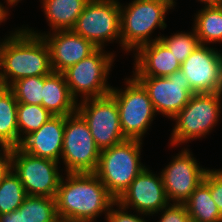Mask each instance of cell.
Here are the masks:
<instances>
[{
    "label": "cell",
    "instance_id": "1",
    "mask_svg": "<svg viewBox=\"0 0 222 222\" xmlns=\"http://www.w3.org/2000/svg\"><path fill=\"white\" fill-rule=\"evenodd\" d=\"M55 200L61 222H94L116 199L94 173H65Z\"/></svg>",
    "mask_w": 222,
    "mask_h": 222
},
{
    "label": "cell",
    "instance_id": "2",
    "mask_svg": "<svg viewBox=\"0 0 222 222\" xmlns=\"http://www.w3.org/2000/svg\"><path fill=\"white\" fill-rule=\"evenodd\" d=\"M51 72L50 49L43 36L22 27L0 41V86Z\"/></svg>",
    "mask_w": 222,
    "mask_h": 222
},
{
    "label": "cell",
    "instance_id": "3",
    "mask_svg": "<svg viewBox=\"0 0 222 222\" xmlns=\"http://www.w3.org/2000/svg\"><path fill=\"white\" fill-rule=\"evenodd\" d=\"M121 9V48L135 52L140 46L159 40L150 35L156 28L166 29L165 15L174 9V0H133ZM151 39V40H150Z\"/></svg>",
    "mask_w": 222,
    "mask_h": 222
},
{
    "label": "cell",
    "instance_id": "4",
    "mask_svg": "<svg viewBox=\"0 0 222 222\" xmlns=\"http://www.w3.org/2000/svg\"><path fill=\"white\" fill-rule=\"evenodd\" d=\"M142 141L125 139L100 151L94 174L117 200L146 167L140 162Z\"/></svg>",
    "mask_w": 222,
    "mask_h": 222
},
{
    "label": "cell",
    "instance_id": "5",
    "mask_svg": "<svg viewBox=\"0 0 222 222\" xmlns=\"http://www.w3.org/2000/svg\"><path fill=\"white\" fill-rule=\"evenodd\" d=\"M222 92L194 93L175 120L170 144L178 146L205 137L220 120Z\"/></svg>",
    "mask_w": 222,
    "mask_h": 222
},
{
    "label": "cell",
    "instance_id": "6",
    "mask_svg": "<svg viewBox=\"0 0 222 222\" xmlns=\"http://www.w3.org/2000/svg\"><path fill=\"white\" fill-rule=\"evenodd\" d=\"M114 57L113 52L107 53L103 48H97L88 57L63 72L70 94L76 101L77 96L84 100L110 94L112 86L107 83V76L113 66Z\"/></svg>",
    "mask_w": 222,
    "mask_h": 222
},
{
    "label": "cell",
    "instance_id": "7",
    "mask_svg": "<svg viewBox=\"0 0 222 222\" xmlns=\"http://www.w3.org/2000/svg\"><path fill=\"white\" fill-rule=\"evenodd\" d=\"M124 80V90L112 87L110 95L117 102L120 126L125 139L142 141L156 113L144 87L134 77Z\"/></svg>",
    "mask_w": 222,
    "mask_h": 222
},
{
    "label": "cell",
    "instance_id": "8",
    "mask_svg": "<svg viewBox=\"0 0 222 222\" xmlns=\"http://www.w3.org/2000/svg\"><path fill=\"white\" fill-rule=\"evenodd\" d=\"M100 151L83 117L77 111L65 116L61 158L66 173H94Z\"/></svg>",
    "mask_w": 222,
    "mask_h": 222
},
{
    "label": "cell",
    "instance_id": "9",
    "mask_svg": "<svg viewBox=\"0 0 222 222\" xmlns=\"http://www.w3.org/2000/svg\"><path fill=\"white\" fill-rule=\"evenodd\" d=\"M120 20L119 0H89L72 30L97 48L114 40L121 45Z\"/></svg>",
    "mask_w": 222,
    "mask_h": 222
},
{
    "label": "cell",
    "instance_id": "10",
    "mask_svg": "<svg viewBox=\"0 0 222 222\" xmlns=\"http://www.w3.org/2000/svg\"><path fill=\"white\" fill-rule=\"evenodd\" d=\"M60 162L32 156L19 147L12 148V170L19 177L28 196L55 198L61 178Z\"/></svg>",
    "mask_w": 222,
    "mask_h": 222
},
{
    "label": "cell",
    "instance_id": "11",
    "mask_svg": "<svg viewBox=\"0 0 222 222\" xmlns=\"http://www.w3.org/2000/svg\"><path fill=\"white\" fill-rule=\"evenodd\" d=\"M77 112L86 121L91 135L100 150L125 140L116 100L109 94L100 98L77 102Z\"/></svg>",
    "mask_w": 222,
    "mask_h": 222
},
{
    "label": "cell",
    "instance_id": "12",
    "mask_svg": "<svg viewBox=\"0 0 222 222\" xmlns=\"http://www.w3.org/2000/svg\"><path fill=\"white\" fill-rule=\"evenodd\" d=\"M147 91L155 113L168 118L177 115L194 94L182 70L167 77L132 76Z\"/></svg>",
    "mask_w": 222,
    "mask_h": 222
},
{
    "label": "cell",
    "instance_id": "13",
    "mask_svg": "<svg viewBox=\"0 0 222 222\" xmlns=\"http://www.w3.org/2000/svg\"><path fill=\"white\" fill-rule=\"evenodd\" d=\"M190 149L184 148L176 156L172 157L162 171L161 177L165 194L169 203L184 204L191 193L204 180L207 168H202L193 157Z\"/></svg>",
    "mask_w": 222,
    "mask_h": 222
},
{
    "label": "cell",
    "instance_id": "14",
    "mask_svg": "<svg viewBox=\"0 0 222 222\" xmlns=\"http://www.w3.org/2000/svg\"><path fill=\"white\" fill-rule=\"evenodd\" d=\"M199 45L181 64L193 93L222 92V53Z\"/></svg>",
    "mask_w": 222,
    "mask_h": 222
},
{
    "label": "cell",
    "instance_id": "15",
    "mask_svg": "<svg viewBox=\"0 0 222 222\" xmlns=\"http://www.w3.org/2000/svg\"><path fill=\"white\" fill-rule=\"evenodd\" d=\"M145 167L130 186L116 200L121 206L136 210L143 215H154L169 204L161 174H153Z\"/></svg>",
    "mask_w": 222,
    "mask_h": 222
},
{
    "label": "cell",
    "instance_id": "16",
    "mask_svg": "<svg viewBox=\"0 0 222 222\" xmlns=\"http://www.w3.org/2000/svg\"><path fill=\"white\" fill-rule=\"evenodd\" d=\"M29 32L43 36L50 49L51 68L63 73L69 67L92 54L97 47L73 30H60L51 33H39L25 27ZM51 33V34H50Z\"/></svg>",
    "mask_w": 222,
    "mask_h": 222
},
{
    "label": "cell",
    "instance_id": "17",
    "mask_svg": "<svg viewBox=\"0 0 222 222\" xmlns=\"http://www.w3.org/2000/svg\"><path fill=\"white\" fill-rule=\"evenodd\" d=\"M65 129V116H52L38 130L25 136L19 148L35 157L60 162Z\"/></svg>",
    "mask_w": 222,
    "mask_h": 222
},
{
    "label": "cell",
    "instance_id": "18",
    "mask_svg": "<svg viewBox=\"0 0 222 222\" xmlns=\"http://www.w3.org/2000/svg\"><path fill=\"white\" fill-rule=\"evenodd\" d=\"M135 52L132 76L167 77L181 69V63L160 39L140 46Z\"/></svg>",
    "mask_w": 222,
    "mask_h": 222
},
{
    "label": "cell",
    "instance_id": "19",
    "mask_svg": "<svg viewBox=\"0 0 222 222\" xmlns=\"http://www.w3.org/2000/svg\"><path fill=\"white\" fill-rule=\"evenodd\" d=\"M42 106L53 116H67L77 110L63 73L52 71L43 78Z\"/></svg>",
    "mask_w": 222,
    "mask_h": 222
},
{
    "label": "cell",
    "instance_id": "20",
    "mask_svg": "<svg viewBox=\"0 0 222 222\" xmlns=\"http://www.w3.org/2000/svg\"><path fill=\"white\" fill-rule=\"evenodd\" d=\"M89 0H41L52 32L72 30Z\"/></svg>",
    "mask_w": 222,
    "mask_h": 222
},
{
    "label": "cell",
    "instance_id": "21",
    "mask_svg": "<svg viewBox=\"0 0 222 222\" xmlns=\"http://www.w3.org/2000/svg\"><path fill=\"white\" fill-rule=\"evenodd\" d=\"M184 204L193 222H222L218 206L210 194V169Z\"/></svg>",
    "mask_w": 222,
    "mask_h": 222
},
{
    "label": "cell",
    "instance_id": "22",
    "mask_svg": "<svg viewBox=\"0 0 222 222\" xmlns=\"http://www.w3.org/2000/svg\"><path fill=\"white\" fill-rule=\"evenodd\" d=\"M17 105L13 91L0 86V147H19Z\"/></svg>",
    "mask_w": 222,
    "mask_h": 222
},
{
    "label": "cell",
    "instance_id": "23",
    "mask_svg": "<svg viewBox=\"0 0 222 222\" xmlns=\"http://www.w3.org/2000/svg\"><path fill=\"white\" fill-rule=\"evenodd\" d=\"M194 18L193 28L200 45L222 43V5L204 6Z\"/></svg>",
    "mask_w": 222,
    "mask_h": 222
},
{
    "label": "cell",
    "instance_id": "24",
    "mask_svg": "<svg viewBox=\"0 0 222 222\" xmlns=\"http://www.w3.org/2000/svg\"><path fill=\"white\" fill-rule=\"evenodd\" d=\"M17 210L20 212L21 222H61L55 198L27 196Z\"/></svg>",
    "mask_w": 222,
    "mask_h": 222
},
{
    "label": "cell",
    "instance_id": "25",
    "mask_svg": "<svg viewBox=\"0 0 222 222\" xmlns=\"http://www.w3.org/2000/svg\"><path fill=\"white\" fill-rule=\"evenodd\" d=\"M52 116L53 115L42 105L18 103L17 124L19 130V145L25 136L38 130Z\"/></svg>",
    "mask_w": 222,
    "mask_h": 222
},
{
    "label": "cell",
    "instance_id": "26",
    "mask_svg": "<svg viewBox=\"0 0 222 222\" xmlns=\"http://www.w3.org/2000/svg\"><path fill=\"white\" fill-rule=\"evenodd\" d=\"M27 196L19 177L11 170L0 181V216L17 210Z\"/></svg>",
    "mask_w": 222,
    "mask_h": 222
},
{
    "label": "cell",
    "instance_id": "27",
    "mask_svg": "<svg viewBox=\"0 0 222 222\" xmlns=\"http://www.w3.org/2000/svg\"><path fill=\"white\" fill-rule=\"evenodd\" d=\"M44 77L31 76L13 82L9 88L13 91L17 102L42 105Z\"/></svg>",
    "mask_w": 222,
    "mask_h": 222
},
{
    "label": "cell",
    "instance_id": "28",
    "mask_svg": "<svg viewBox=\"0 0 222 222\" xmlns=\"http://www.w3.org/2000/svg\"><path fill=\"white\" fill-rule=\"evenodd\" d=\"M160 40L172 52L175 58L182 64L186 58L200 45L196 31L192 32H176L171 36H160Z\"/></svg>",
    "mask_w": 222,
    "mask_h": 222
},
{
    "label": "cell",
    "instance_id": "29",
    "mask_svg": "<svg viewBox=\"0 0 222 222\" xmlns=\"http://www.w3.org/2000/svg\"><path fill=\"white\" fill-rule=\"evenodd\" d=\"M160 212V221L158 222H191L185 204L169 203Z\"/></svg>",
    "mask_w": 222,
    "mask_h": 222
},
{
    "label": "cell",
    "instance_id": "30",
    "mask_svg": "<svg viewBox=\"0 0 222 222\" xmlns=\"http://www.w3.org/2000/svg\"><path fill=\"white\" fill-rule=\"evenodd\" d=\"M114 206L118 207L117 209H114ZM127 208L121 206L119 203L115 202L108 214L105 216V220L107 222H146V220L143 217H140L141 213L138 215L136 214H130L128 213Z\"/></svg>",
    "mask_w": 222,
    "mask_h": 222
},
{
    "label": "cell",
    "instance_id": "31",
    "mask_svg": "<svg viewBox=\"0 0 222 222\" xmlns=\"http://www.w3.org/2000/svg\"><path fill=\"white\" fill-rule=\"evenodd\" d=\"M210 194L222 216V170H210Z\"/></svg>",
    "mask_w": 222,
    "mask_h": 222
},
{
    "label": "cell",
    "instance_id": "32",
    "mask_svg": "<svg viewBox=\"0 0 222 222\" xmlns=\"http://www.w3.org/2000/svg\"><path fill=\"white\" fill-rule=\"evenodd\" d=\"M12 170V148L0 150V181Z\"/></svg>",
    "mask_w": 222,
    "mask_h": 222
},
{
    "label": "cell",
    "instance_id": "33",
    "mask_svg": "<svg viewBox=\"0 0 222 222\" xmlns=\"http://www.w3.org/2000/svg\"><path fill=\"white\" fill-rule=\"evenodd\" d=\"M0 222H21V215L18 210L0 216Z\"/></svg>",
    "mask_w": 222,
    "mask_h": 222
},
{
    "label": "cell",
    "instance_id": "34",
    "mask_svg": "<svg viewBox=\"0 0 222 222\" xmlns=\"http://www.w3.org/2000/svg\"><path fill=\"white\" fill-rule=\"evenodd\" d=\"M4 6L1 2H0V24L2 22H4L7 19L8 15V8Z\"/></svg>",
    "mask_w": 222,
    "mask_h": 222
},
{
    "label": "cell",
    "instance_id": "35",
    "mask_svg": "<svg viewBox=\"0 0 222 222\" xmlns=\"http://www.w3.org/2000/svg\"><path fill=\"white\" fill-rule=\"evenodd\" d=\"M204 3L205 6H220L222 5V0H198Z\"/></svg>",
    "mask_w": 222,
    "mask_h": 222
},
{
    "label": "cell",
    "instance_id": "36",
    "mask_svg": "<svg viewBox=\"0 0 222 222\" xmlns=\"http://www.w3.org/2000/svg\"><path fill=\"white\" fill-rule=\"evenodd\" d=\"M21 0H6L8 6L17 5Z\"/></svg>",
    "mask_w": 222,
    "mask_h": 222
}]
</instances>
